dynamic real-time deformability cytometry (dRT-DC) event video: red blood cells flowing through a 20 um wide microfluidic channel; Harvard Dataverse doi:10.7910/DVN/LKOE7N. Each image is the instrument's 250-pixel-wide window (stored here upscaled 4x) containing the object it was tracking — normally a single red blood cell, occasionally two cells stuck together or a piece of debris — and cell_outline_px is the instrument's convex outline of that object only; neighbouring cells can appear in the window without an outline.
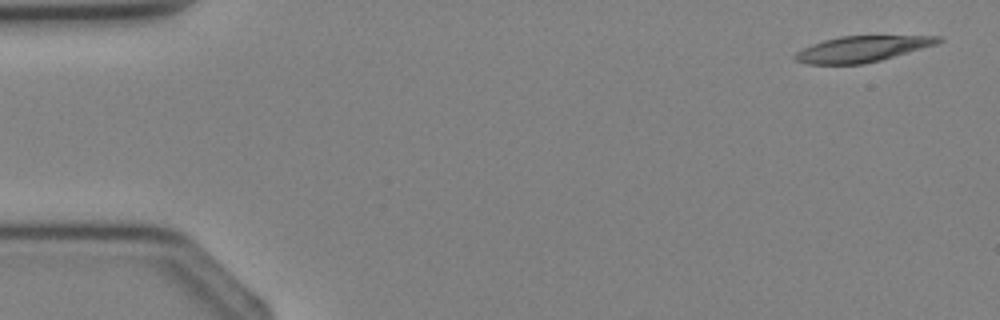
{"species": "Egyptian fruit bat (a non-hibernating species)", "species_latin": "Rousettus aegyptiacus", "temperature_condition": "cold", "stored_images_in_passage": 4, "camera_frame_rate_fps": 3000, "um_per_image_px": 0.085, "animal": {"sex": "female"}, "frame": {"image": 1, "passage_image": 1, "time_ms": 0.0, "image_size_px": [1000, 320], "cell_outline_px": [[944, 40], [936, 44], [880, 60], [860, 64], [808, 64], [796, 60], [792, 56], [796, 52], [812, 44], [824, 40], [840, 36], [944, 36]], "centroid_in_image_um": [73.27, 4.15], "position_along_channel_um": 11.7, "area_um2": 21.33}}
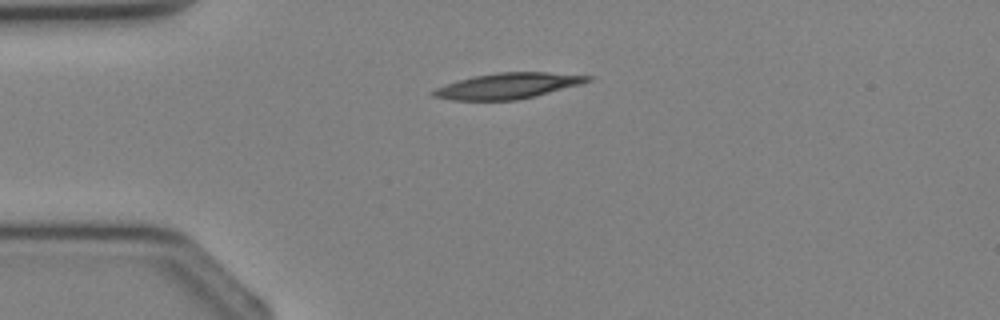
{"frame": {"image": 2, "passage_image": 3, "time_ms": 2.333, "image_size_px": [1000, 320], "cell_outline_px": [[592, 80], [580, 84], [536, 96], [516, 100], [452, 100], [432, 96], [428, 92], [436, 88], [460, 80], [476, 76], [496, 72], [548, 72], [592, 76]], "centroid_in_image_um": [43.17, 7.3], "position_along_channel_um": 41.8, "area_um2": 22.95}}
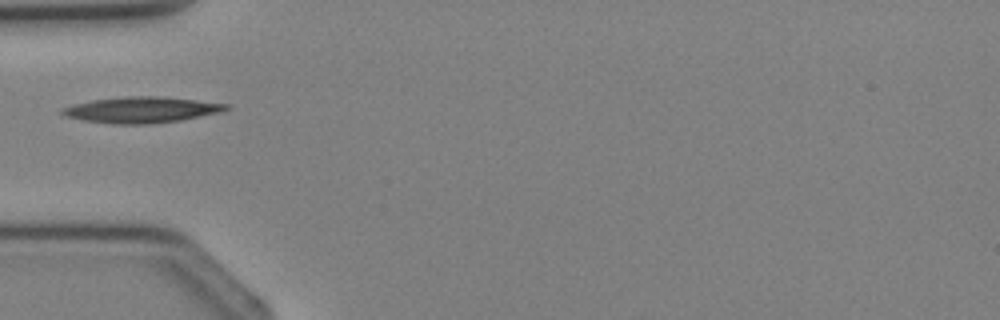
{"frame": {"image": 3, "passage_image": 4, "time_ms": 3.333, "image_size_px": [1000, 320], "cell_outline_px": [[232, 108], [220, 112], [180, 120], [152, 124], [112, 124], [84, 120], [64, 116], [60, 112], [60, 108], [92, 100], [128, 96], [156, 96], [196, 100], [232, 104]], "centroid_in_image_um": [12.05, 9.34], "position_along_channel_um": 73.0, "area_um2": 24.8}}